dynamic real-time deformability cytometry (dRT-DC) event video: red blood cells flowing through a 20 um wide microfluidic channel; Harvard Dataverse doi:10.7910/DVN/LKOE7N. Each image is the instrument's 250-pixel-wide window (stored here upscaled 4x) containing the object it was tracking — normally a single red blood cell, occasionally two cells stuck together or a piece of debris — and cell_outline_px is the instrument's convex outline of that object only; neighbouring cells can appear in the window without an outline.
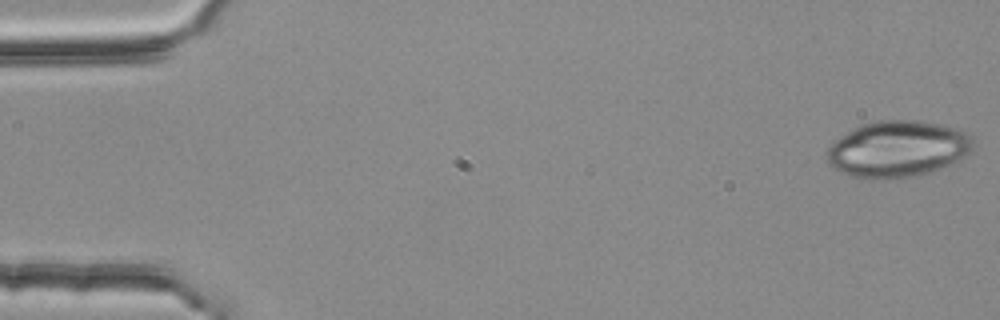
{"species": "common noctule bat (a hibernating species)", "species_latin": "Nyctalus noctula", "temperature_condition": "room temperature", "stored_images_in_passage": 52, "camera_frame_rate_fps": 3000, "um_per_image_px": 0.085, "animal": {"sex": "female", "body_mass_g": 25.1}, "frame": {"image": 1, "passage_image": 1, "time_ms": 0.0, "image_size_px": [1000, 320], "cell_outline_px": [[972, 148], [968, 152], [956, 160], [948, 164], [928, 172], [904, 180], [872, 180], [848, 176], [840, 172], [828, 160], [828, 148], [840, 136], [864, 124], [880, 120], [920, 120], [940, 124], [956, 128], [968, 132], [972, 140]], "centroid_in_image_um": [76.29, 12.69], "position_along_channel_um": 8.7, "area_um2": 47.92}}
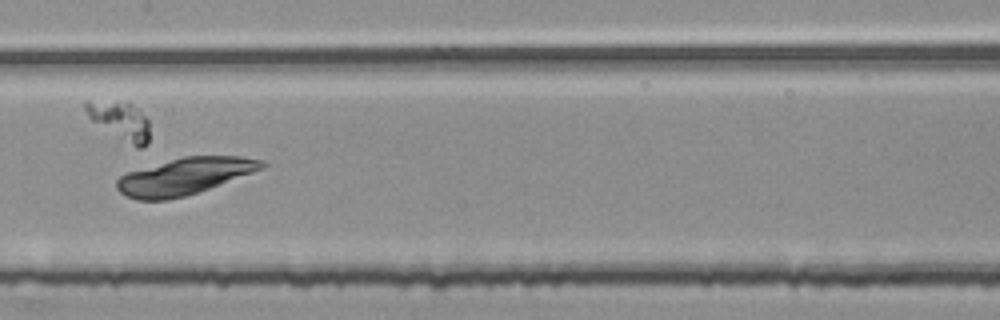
{"frame": {"image": 2, "passage_image": 27, "time_ms": 8.667, "image_size_px": [1000, 320], "cell_outline_px": [[268, 164], [264, 168], [208, 188], [184, 196], [168, 200], [136, 200], [120, 192], [116, 188], [116, 180], [120, 176], [128, 172], [184, 156], [240, 156], [264, 160]], "centroid_in_image_um": [15.69, 14.98], "position_along_channel_um": 191.7, "area_um2": 30.63}}
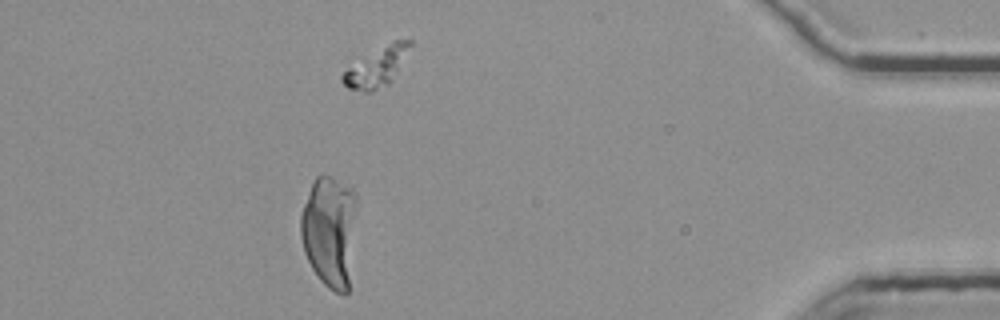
{"frame": {"image": 3, "passage_image": 49, "time_ms": 16.0, "image_size_px": [1000, 320], "cell_outline_px": [[356, 208], [348, 292], [336, 292], [328, 288], [320, 280], [312, 268], [304, 252], [300, 236], [300, 212], [312, 180], [316, 176], [332, 176], [352, 188], [356, 192]], "centroid_in_image_um": [27.98, 19.59], "position_along_channel_um": 407.2, "area_um2": 36.59}}